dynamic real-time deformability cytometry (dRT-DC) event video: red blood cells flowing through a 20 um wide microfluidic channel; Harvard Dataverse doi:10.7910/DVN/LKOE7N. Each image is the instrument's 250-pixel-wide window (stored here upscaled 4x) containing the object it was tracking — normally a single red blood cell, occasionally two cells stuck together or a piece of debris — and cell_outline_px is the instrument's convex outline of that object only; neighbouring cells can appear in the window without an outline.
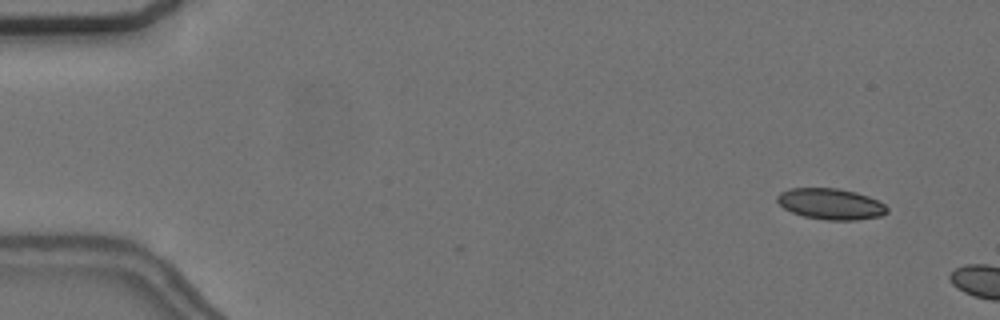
{"species": "common noctule bat (a hibernating species)", "species_latin": "Nyctalus noctula", "temperature_condition": "cold", "stored_images_in_passage": 2, "camera_frame_rate_fps": 3000, "um_per_image_px": 0.085, "animal": {"sex": "female", "body_mass_g": 24.6, "forearm_length_mm": 56.2}, "frame": {"image": 1, "passage_image": 1, "time_ms": 0.0, "image_size_px": [1000, 320], "cell_outline_px": [[888, 212], [880, 216], [856, 220], [828, 220], [804, 216], [792, 212], [784, 208], [776, 200], [776, 196], [780, 192], [788, 188], [836, 188], [856, 192], [868, 196], [884, 204], [888, 208]], "centroid_in_image_um": [70.59, 17.33], "position_along_channel_um": 14.4, "area_um2": 19.83}}